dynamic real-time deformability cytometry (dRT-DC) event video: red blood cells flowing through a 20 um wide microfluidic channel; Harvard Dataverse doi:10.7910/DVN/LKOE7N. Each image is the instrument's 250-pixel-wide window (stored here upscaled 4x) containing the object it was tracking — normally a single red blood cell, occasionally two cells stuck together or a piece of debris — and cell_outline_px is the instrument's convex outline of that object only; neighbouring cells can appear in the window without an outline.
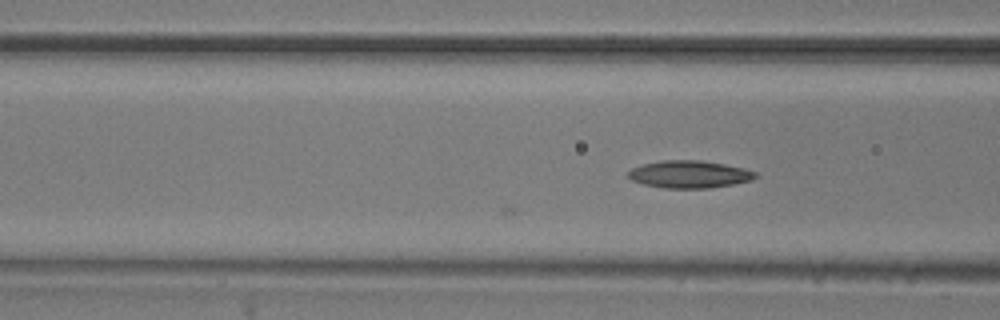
{"species": "common noctule bat (a hibernating species)", "species_latin": "Nyctalus noctula", "temperature_condition": "room temperature", "stored_images_in_passage": 5, "camera_frame_rate_fps": 3000, "um_per_image_px": 0.085, "animal": {"sex": "male", "body_mass_g": 20.5, "forearm_length_mm": 52.5}, "frame": {"image": 1, "passage_image": 5, "time_ms": 1.333, "image_size_px": [1000, 320], "cell_outline_px": [[760, 176], [752, 180], [732, 184], [708, 188], [664, 188], [644, 184], [632, 180], [628, 176], [628, 172], [632, 168], [644, 164], [660, 160], [700, 160], [724, 164], [744, 168], [756, 172]], "centroid_in_image_um": [58.62, 14.81], "position_along_channel_um": 108.0, "area_um2": 20.29}}